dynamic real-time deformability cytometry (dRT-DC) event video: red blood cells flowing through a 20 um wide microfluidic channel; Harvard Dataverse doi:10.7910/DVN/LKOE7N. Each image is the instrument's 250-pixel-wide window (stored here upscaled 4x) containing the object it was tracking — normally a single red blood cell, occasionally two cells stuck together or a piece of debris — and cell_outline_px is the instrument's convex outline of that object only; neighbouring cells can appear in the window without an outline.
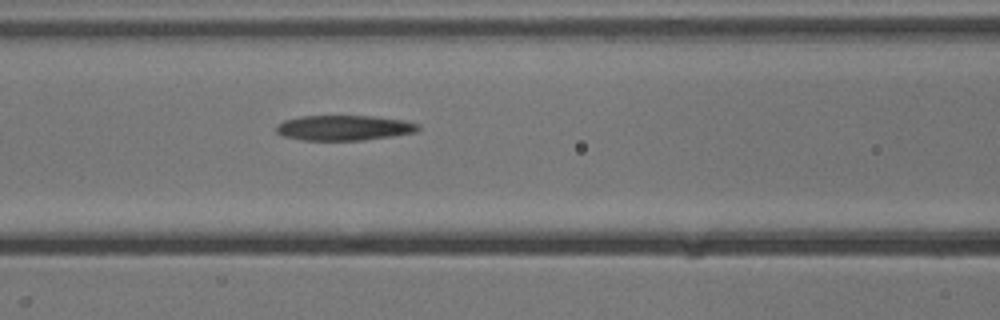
{"species": "common noctule bat (a hibernating species)", "species_latin": "Nyctalus noctula", "temperature_condition": "cold", "stored_images_in_passage": 38, "segment_of_instrument_passage": [1, 2], "camera_frame_rate_fps": 3000, "um_per_image_px": 0.085, "animal": {"sex": "male", "body_mass_g": 13.3}, "frame": {"image": 1, "passage_image": 17, "time_ms": 5.333, "image_size_px": [1000, 320], "cell_outline_px": [[420, 128], [416, 132], [392, 136], [364, 140], [300, 140], [284, 136], [276, 132], [276, 124], [284, 120], [300, 116], [372, 116], [404, 120], [420, 124]], "centroid_in_image_um": [29.23, 10.86], "position_along_channel_um": 137.4, "area_um2": 20.92}}
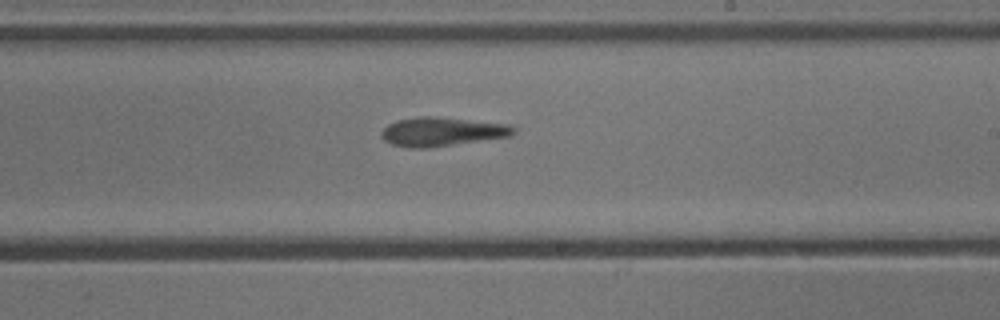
{"frame": {"image": 2, "passage_image": 26, "time_ms": 8.333, "image_size_px": [1000, 320], "cell_outline_px": [[516, 132], [508, 136], [428, 148], [408, 148], [392, 144], [384, 140], [380, 136], [380, 132], [388, 124], [396, 120], [420, 116], [440, 116], [512, 124], [516, 128]], "centroid_in_image_um": [37.56, 11.17], "position_along_channel_um": 251.4, "area_um2": 22.54}}
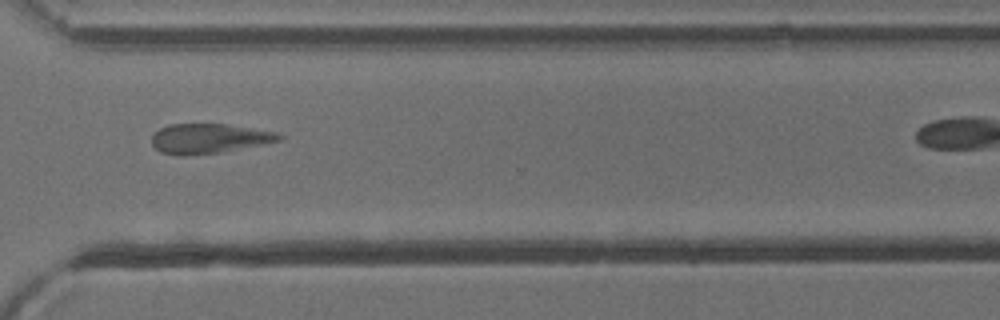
{"frame": {"image": 3, "passage_image": 34, "time_ms": 11.0, "image_size_px": [1000, 320], "cell_outline_px": [[284, 136], [280, 140], [220, 152], [184, 156], [176, 156], [160, 152], [152, 144], [152, 136], [160, 128], [168, 124], [228, 124], [276, 132]], "centroid_in_image_um": [17.71, 11.77], "position_along_channel_um": 352.9, "area_um2": 21.91}}